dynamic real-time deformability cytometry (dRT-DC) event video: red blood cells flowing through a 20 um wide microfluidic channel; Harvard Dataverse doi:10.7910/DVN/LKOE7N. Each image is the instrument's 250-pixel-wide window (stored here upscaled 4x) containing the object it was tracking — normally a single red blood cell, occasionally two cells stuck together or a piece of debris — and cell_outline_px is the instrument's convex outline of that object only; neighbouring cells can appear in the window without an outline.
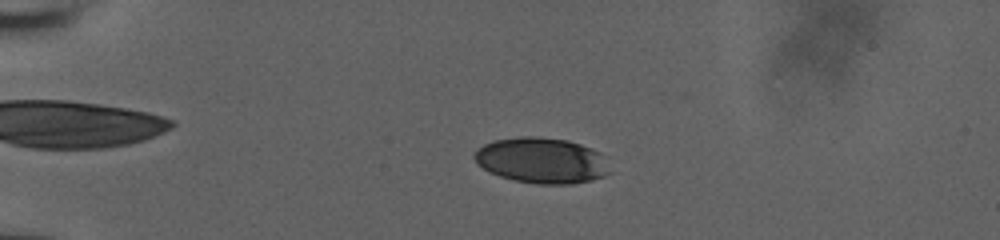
{"species": "human", "species_latin": "Homo sapiens", "temperature_condition": "room temperature", "stored_images_in_passage": 48, "camera_frame_rate_fps": 3000, "um_per_image_px": 0.085, "donor": {"sex": "male"}, "frame": {"image": 1, "passage_image": 12, "time_ms": 3.667, "image_size_px": [1000, 240], "cell_outline_px": [[608, 172], [604, 176], [592, 180], [572, 184], [536, 184], [516, 180], [500, 176], [488, 172], [472, 156], [476, 148], [484, 144], [496, 140], [520, 136], [540, 136], [568, 140], [580, 144], [600, 152], [604, 156]], "centroid_in_image_um": [46.02, 13.63], "position_along_channel_um": 39.0, "area_um2": 36.01}}
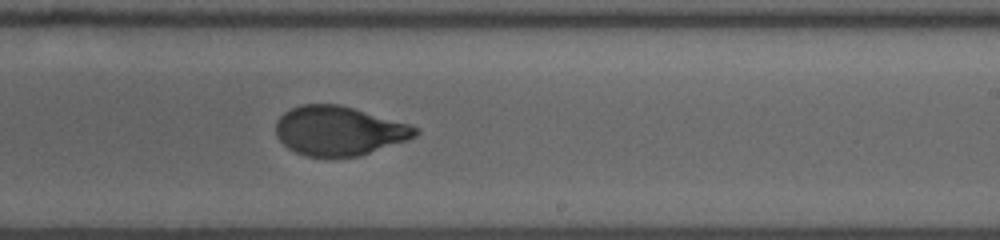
{"frame": {"image": 2, "passage_image": 30, "time_ms": 9.667, "image_size_px": [1000, 240], "cell_outline_px": [[420, 132], [416, 136], [408, 140], [360, 156], [304, 156], [288, 148], [276, 136], [276, 120], [284, 112], [300, 104], [340, 104], [408, 124], [420, 128]], "centroid_in_image_um": [28.81, 11.11], "position_along_channel_um": 260.2, "area_um2": 40.0}}
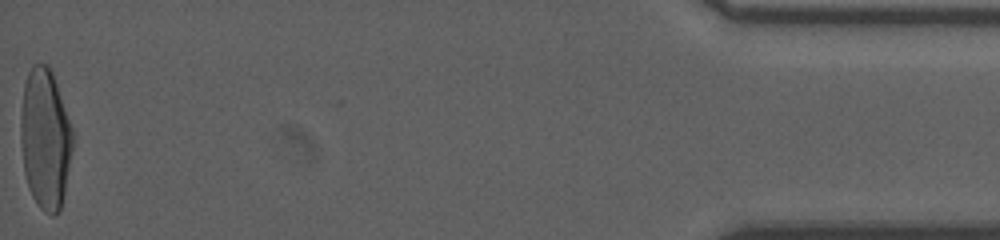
{"frame": {"image": 3, "passage_image": 48, "time_ms": 15.667, "image_size_px": [1000, 240], "cell_outline_px": [[72, 148], [64, 192], [60, 208], [52, 216], [44, 212], [40, 208], [32, 196], [28, 188], [24, 172], [20, 140], [20, 116], [24, 84], [28, 72], [32, 64], [48, 64], [52, 72], [72, 128]], "centroid_in_image_um": [3.81, 11.78], "position_along_channel_um": 431.4, "area_um2": 42.31}, "authors_computed_cell_mechanics": {"area_um2": 40.2577, "velocity_mm_per_s": 3.8931, "shape_relaxation_time_tau1_ms": 4.8298, "shape_relaxation_time_tau2_ms": 0.5952, "deformation_change_tau1": 0.2184, "deformation_change_tau2": 0.0471}}